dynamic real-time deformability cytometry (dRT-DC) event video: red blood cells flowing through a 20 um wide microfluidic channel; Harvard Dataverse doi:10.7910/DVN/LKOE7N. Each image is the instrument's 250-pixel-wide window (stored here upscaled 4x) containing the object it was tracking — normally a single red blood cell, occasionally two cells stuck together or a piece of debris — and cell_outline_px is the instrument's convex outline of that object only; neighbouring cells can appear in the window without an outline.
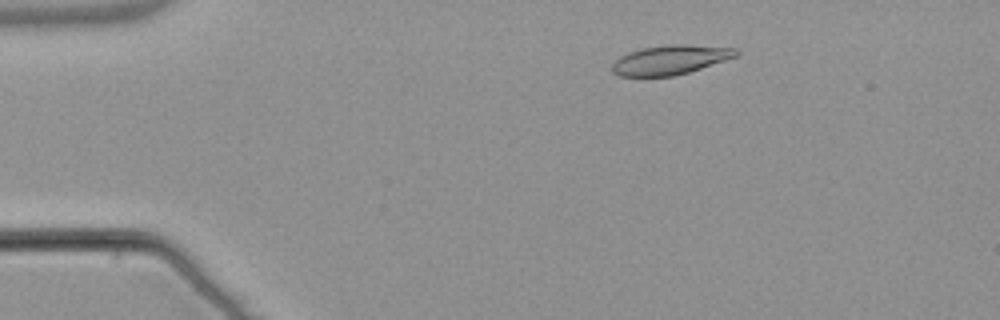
{"species": "common noctule bat (a hibernating species)", "species_latin": "Nyctalus noctula", "temperature_condition": "warm", "stored_images_in_passage": 52, "camera_frame_rate_fps": 3000, "um_per_image_px": 0.085, "animal": {"sex": "male", "body_mass_g": 21.5, "forearm_length_mm": 52.0}, "frame": {"image": 1, "passage_image": 8, "time_ms": 2.333, "image_size_px": [1000, 320], "cell_outline_px": [[740, 52], [736, 56], [688, 72], [672, 76], [620, 76], [612, 72], [612, 64], [620, 56], [628, 52], [644, 48], [664, 44], [688, 44], [736, 48]], "centroid_in_image_um": [56.95, 5.07], "position_along_channel_um": 28.0, "area_um2": 21.1}}
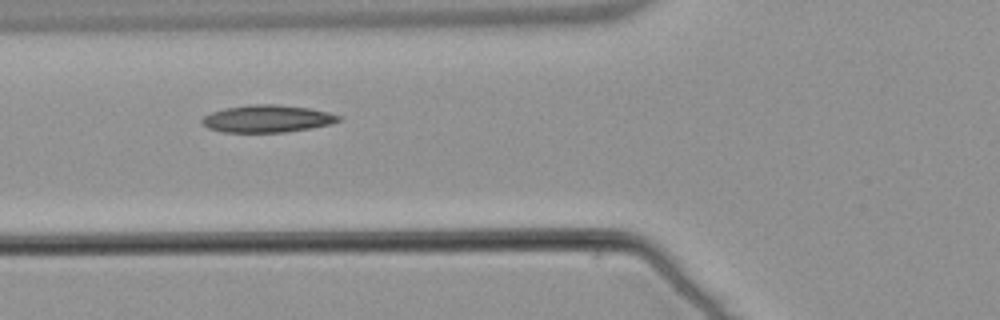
{"frame": {"image": 2, "passage_image": 19, "time_ms": 6.0, "image_size_px": [1000, 320], "cell_outline_px": [[344, 120], [332, 124], [284, 132], [224, 132], [208, 128], [200, 120], [204, 116], [212, 112], [224, 108], [248, 104], [276, 104], [308, 108], [328, 112], [340, 116]], "centroid_in_image_um": [22.73, 10.08], "position_along_channel_um": 103.1, "area_um2": 21.73}}
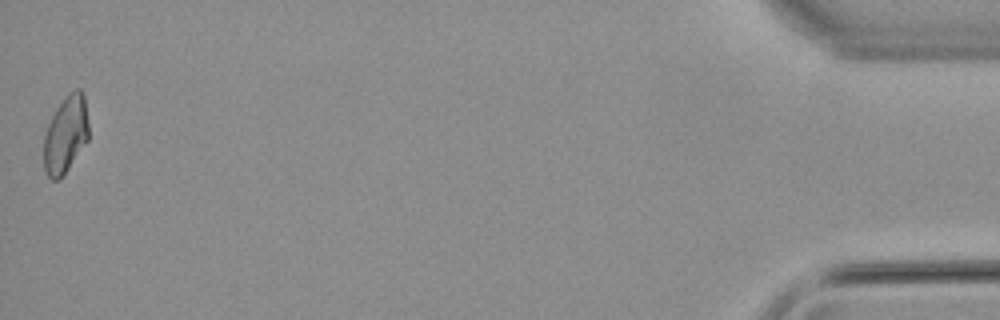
{"frame": {"image": 3, "passage_image": 52, "time_ms": 17.0, "image_size_px": [1000, 320], "cell_outline_px": [[88, 140], [60, 180], [52, 180], [44, 172], [44, 136], [48, 124], [56, 108], [68, 92], [76, 88], [80, 88], [84, 96], [88, 124]], "centroid_in_image_um": [5.57, 11.44], "position_along_channel_um": 429.6, "area_um2": 20.23}, "authors_computed_cell_mechanics": {"area_um2": 21.0392, "velocity_mm_per_s": 3.8387, "shape_relaxation_time_tau1_ms": null, "shape_relaxation_time_tau2_ms": 5.2224, "deformation_change_tau1": null, "deformation_change_tau2": 0.1163}}